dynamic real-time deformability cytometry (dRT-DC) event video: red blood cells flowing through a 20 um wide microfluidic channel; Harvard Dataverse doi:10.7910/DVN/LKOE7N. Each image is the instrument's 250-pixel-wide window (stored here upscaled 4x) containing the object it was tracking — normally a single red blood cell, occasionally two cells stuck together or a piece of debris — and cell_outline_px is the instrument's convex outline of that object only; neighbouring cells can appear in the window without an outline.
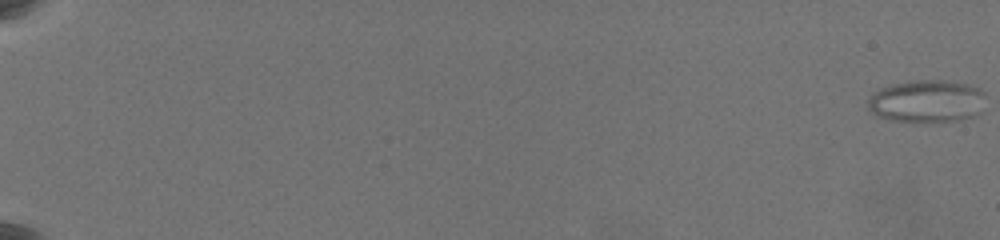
{"species": "common noctule bat (a hibernating species)", "species_latin": "Nyctalus noctula", "temperature_condition": "warm", "stored_images_in_passage": 62, "camera_frame_rate_fps": 3000, "um_per_image_px": 0.085, "animal": {"sex": "female", "body_mass_g": 19.5, "forearm_length_mm": 54.1}, "frame": {"image": 1, "passage_image": 1, "time_ms": 0.0, "image_size_px": [1000, 240], "cell_outline_px": [[984, 112], [976, 116], [960, 120], [888, 120], [876, 116], [868, 108], [868, 100], [880, 88], [892, 84], [912, 80], [944, 80], [968, 84], [984, 92]], "centroid_in_image_um": [78.82, 8.59], "position_along_channel_um": 6.2, "area_um2": 29.02}}
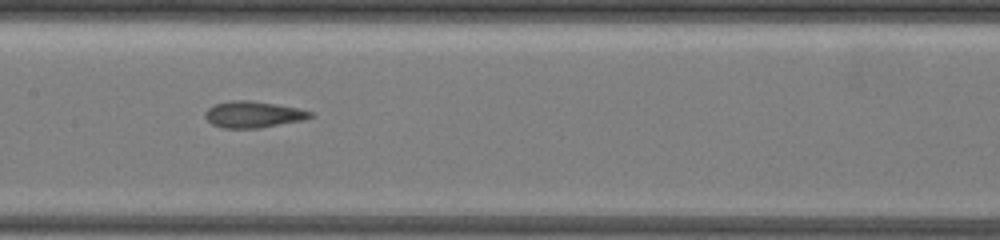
{"frame": {"image": 2, "passage_image": 36, "time_ms": 11.667, "image_size_px": [1000, 240], "cell_outline_px": [[312, 116], [300, 120], [260, 128], [220, 128], [212, 124], [204, 116], [204, 112], [208, 108], [216, 104], [232, 100], [248, 100], [296, 108], [312, 112]], "centroid_in_image_um": [21.44, 9.74], "position_along_channel_um": 186.0, "area_um2": 15.84}}
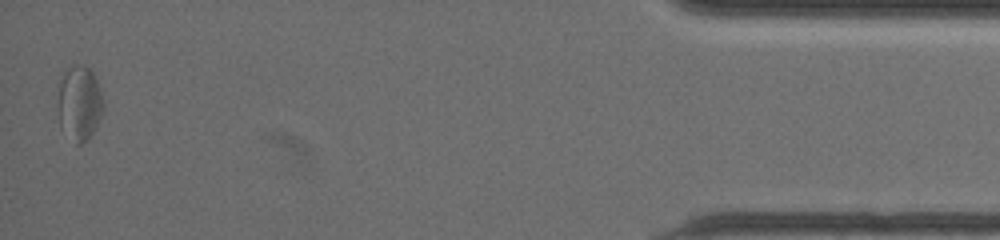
{"frame": {"image": 3, "passage_image": 62, "time_ms": 20.333, "image_size_px": [1000, 240], "cell_outline_px": [[104, 108], [96, 128], [80, 144], [76, 144], [60, 128], [60, 84], [64, 72], [68, 68], [76, 64], [84, 64], [92, 72], [96, 80], [104, 104]], "centroid_in_image_um": [6.77, 8.76], "position_along_channel_um": 428.4, "area_um2": 19.19}, "authors_computed_cell_mechanics": {"area_um2": 17.6001, "velocity_mm_per_s": 3.6277, "shape_relaxation_time_tau1_ms": null, "shape_relaxation_time_tau2_ms": 2.0203, "deformation_change_tau1": null, "deformation_change_tau2": 0.1067}}